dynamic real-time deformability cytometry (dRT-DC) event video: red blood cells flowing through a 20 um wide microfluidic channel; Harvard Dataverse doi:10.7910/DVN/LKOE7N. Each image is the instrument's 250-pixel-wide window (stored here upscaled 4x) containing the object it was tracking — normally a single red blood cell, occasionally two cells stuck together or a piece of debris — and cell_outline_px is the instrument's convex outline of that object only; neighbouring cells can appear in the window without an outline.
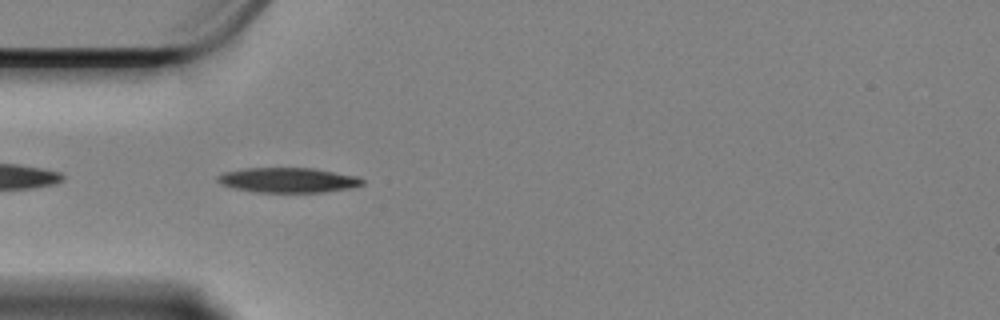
{"species": "Egyptian fruit bat (a non-hibernating species)", "species_latin": "Rousettus aegyptiacus", "temperature_condition": "cold", "stored_images_in_passage": 42, "camera_frame_rate_fps": 3000, "um_per_image_px": 0.085, "animal": {"sex": "female"}, "frame": {"image": 1, "passage_image": 2, "time_ms": 0.333, "image_size_px": [1000, 320], "cell_outline_px": [[364, 184], [352, 188], [324, 192], [256, 192], [232, 188], [220, 184], [216, 180], [216, 176], [220, 172], [244, 168], [312, 168], [360, 176], [364, 180]], "centroid_in_image_um": [24.46, 15.3], "position_along_channel_um": 60.5, "area_um2": 21.39}}
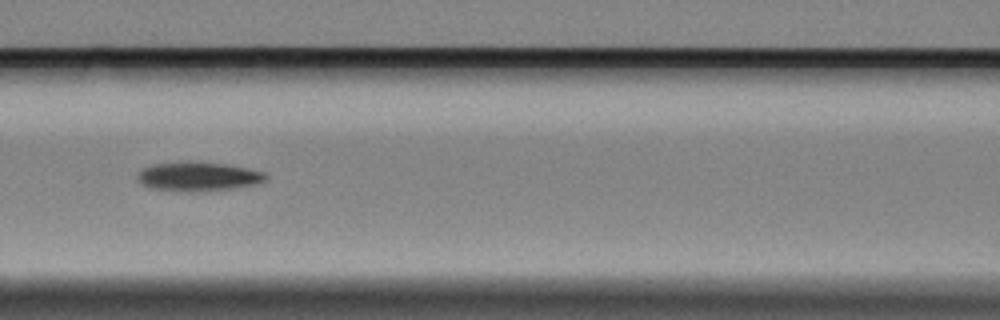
{"frame": {"image": 2, "passage_image": 10, "time_ms": 3.0, "image_size_px": [1000, 320], "cell_outline_px": [[268, 180], [260, 184], [232, 188], [188, 192], [180, 192], [148, 188], [140, 184], [136, 176], [144, 168], [152, 164], [224, 164], [248, 168], [268, 172]], "centroid_in_image_um": [16.91, 15.05], "position_along_channel_um": 149.7, "area_um2": 21.33}}
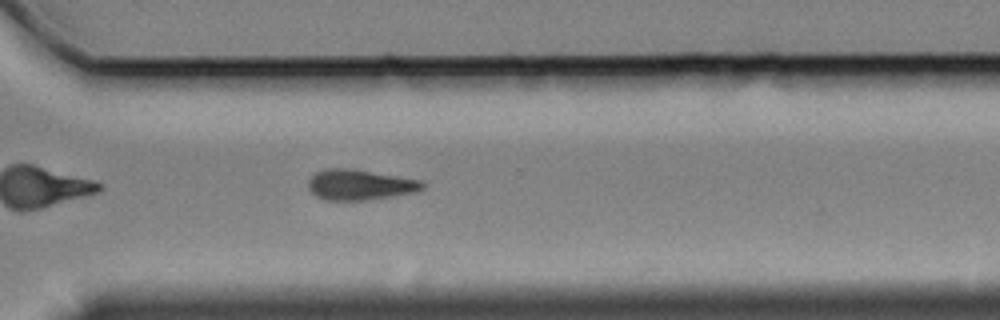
{"frame": {"image": 3, "passage_image": 27, "time_ms": 8.667, "image_size_px": [1000, 320], "cell_outline_px": [[424, 188], [416, 192], [368, 200], [324, 200], [316, 196], [308, 188], [308, 180], [316, 172], [324, 168], [348, 168], [420, 180], [424, 184]], "centroid_in_image_um": [30.55, 15.71], "position_along_channel_um": 340.1, "area_um2": 20.17}}